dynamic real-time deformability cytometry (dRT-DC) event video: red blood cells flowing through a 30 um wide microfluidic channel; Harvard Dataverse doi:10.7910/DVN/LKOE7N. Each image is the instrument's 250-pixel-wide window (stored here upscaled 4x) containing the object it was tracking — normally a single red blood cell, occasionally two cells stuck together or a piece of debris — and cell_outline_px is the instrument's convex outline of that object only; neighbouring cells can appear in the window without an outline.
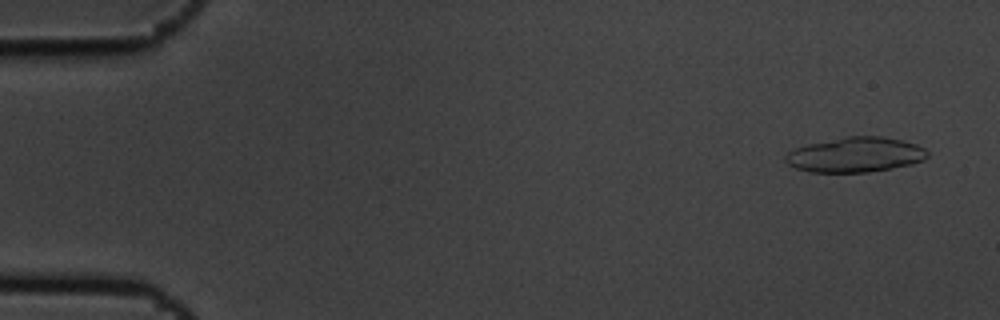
{"species": "common noctule bat (a hibernating species)", "species_latin": "Nyctalus noctula", "temperature_condition": "cold", "stored_images_in_passage": 4, "camera_frame_rate_fps": 3000, "um_per_image_px": 0.085, "animal": {"sex": "male", "body_mass_g": 19.5, "forearm_length_mm": 54.6}, "frame": {"image": 1, "passage_image": 1, "time_ms": 0.0, "image_size_px": [1000, 320], "cell_outline_px": [[928, 156], [924, 160], [912, 164], [868, 172], [808, 172], [796, 168], [788, 164], [784, 160], [784, 156], [788, 152], [796, 148], [808, 144], [848, 136], [880, 136], [900, 140], [916, 144], [924, 148], [928, 152]], "centroid_in_image_um": [72.7, 13.16], "position_along_channel_um": 12.3, "area_um2": 28.78}}